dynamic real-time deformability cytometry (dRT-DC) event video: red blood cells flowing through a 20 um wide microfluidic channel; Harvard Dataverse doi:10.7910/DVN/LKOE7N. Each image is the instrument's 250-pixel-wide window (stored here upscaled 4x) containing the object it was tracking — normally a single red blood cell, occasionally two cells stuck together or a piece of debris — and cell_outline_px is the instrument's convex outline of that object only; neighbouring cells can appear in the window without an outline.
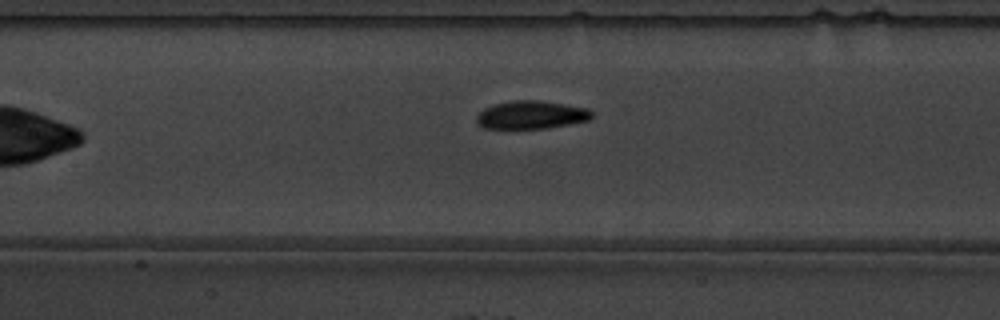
{"species": "common noctule bat (a hibernating species)", "species_latin": "Nyctalus noctula", "temperature_condition": "warm", "stored_images_in_passage": 8, "camera_frame_rate_fps": 3000, "um_per_image_px": 0.085, "animal": {"sex": "male", "body_mass_g": 19.5, "forearm_length_mm": 54.6}, "frame": {"image": 1, "passage_image": 8, "time_ms": 2.333, "image_size_px": [1000, 320], "cell_outline_px": [[592, 116], [588, 120], [548, 128], [484, 128], [476, 124], [476, 116], [484, 108], [496, 104], [516, 100], [536, 100], [564, 104], [588, 108], [592, 112]], "centroid_in_image_um": [45.13, 9.77], "position_along_channel_um": 162.3, "area_um2": 18.67}}